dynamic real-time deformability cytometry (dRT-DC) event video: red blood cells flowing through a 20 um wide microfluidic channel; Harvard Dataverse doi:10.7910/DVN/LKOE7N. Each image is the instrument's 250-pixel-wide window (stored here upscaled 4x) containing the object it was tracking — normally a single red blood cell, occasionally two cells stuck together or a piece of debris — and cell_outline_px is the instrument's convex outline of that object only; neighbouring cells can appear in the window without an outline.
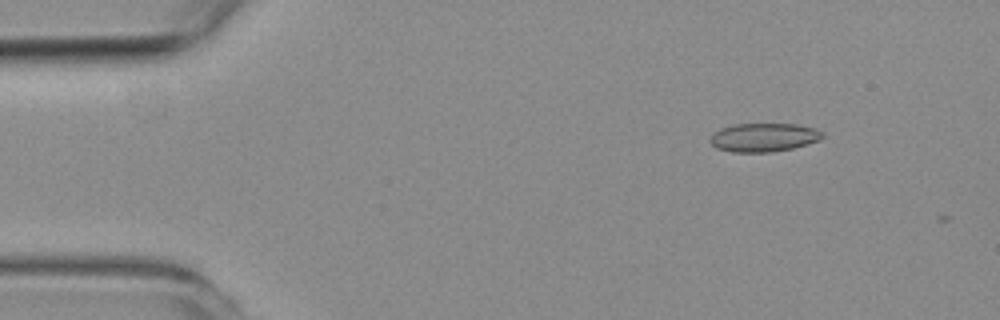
{"species": "common noctule bat (a hibernating species)", "species_latin": "Nyctalus noctula", "temperature_condition": "room temperature", "stored_images_in_passage": 2, "camera_frame_rate_fps": 3000, "um_per_image_px": 0.085, "animal": {"sex": "female", "body_mass_g": 19.3, "forearm_length_mm": 54.1}, "frame": {"image": 1, "passage_image": 1, "time_ms": 0.0, "image_size_px": [1000, 320], "cell_outline_px": [[824, 136], [816, 140], [792, 148], [772, 152], [732, 152], [716, 148], [708, 140], [712, 132], [720, 128], [732, 124], [796, 124], [816, 128], [824, 132]], "centroid_in_image_um": [64.85, 11.67], "position_along_channel_um": 20.1, "area_um2": 18.79}}